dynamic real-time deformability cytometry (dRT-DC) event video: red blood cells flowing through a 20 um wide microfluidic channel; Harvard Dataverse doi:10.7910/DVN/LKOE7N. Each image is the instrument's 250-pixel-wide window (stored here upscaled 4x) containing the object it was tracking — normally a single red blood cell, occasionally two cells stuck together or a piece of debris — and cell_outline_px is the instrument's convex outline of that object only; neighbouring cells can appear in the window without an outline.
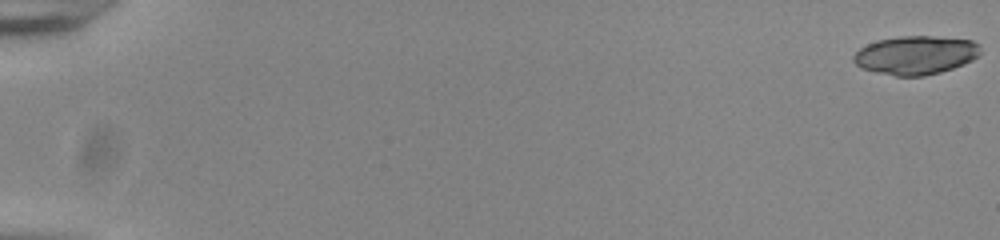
{"species": "common noctule bat (a hibernating species)", "species_latin": "Nyctalus noctula", "temperature_condition": "room temperature", "stored_images_in_passage": 23, "camera_frame_rate_fps": 3000, "um_per_image_px": 0.085, "animal": {"sex": "male", "body_mass_g": 20.0, "forearm_length_mm": 53.3}, "frame": {"image": 1, "passage_image": 1, "time_ms": 0.0, "image_size_px": [1000, 240], "cell_outline_px": [[980, 56], [964, 64], [940, 72], [924, 76], [896, 76], [876, 72], [860, 68], [852, 60], [852, 56], [860, 48], [876, 40], [900, 36], [932, 36], [972, 40], [980, 44]], "centroid_in_image_um": [77.83, 4.68], "position_along_channel_um": 7.2, "area_um2": 28.73}}
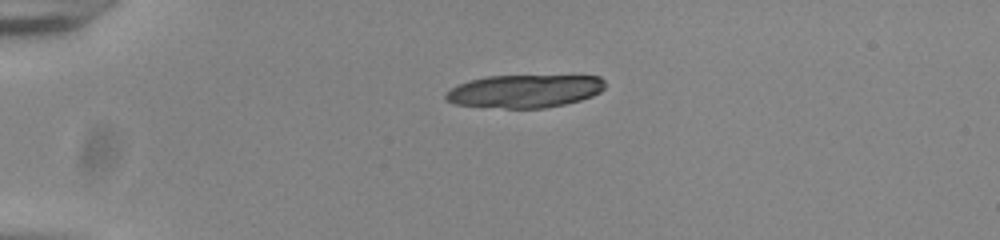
{"frame": {"image": 2, "passage_image": 15, "time_ms": 4.667, "image_size_px": [1000, 240], "cell_outline_px": [[604, 88], [600, 92], [592, 96], [580, 100], [564, 104], [544, 108], [504, 108], [456, 104], [444, 100], [444, 96], [452, 88], [468, 80], [484, 76], [600, 76], [604, 80]], "centroid_in_image_um": [44.59, 7.74], "position_along_channel_um": 40.4, "area_um2": 30.46}}